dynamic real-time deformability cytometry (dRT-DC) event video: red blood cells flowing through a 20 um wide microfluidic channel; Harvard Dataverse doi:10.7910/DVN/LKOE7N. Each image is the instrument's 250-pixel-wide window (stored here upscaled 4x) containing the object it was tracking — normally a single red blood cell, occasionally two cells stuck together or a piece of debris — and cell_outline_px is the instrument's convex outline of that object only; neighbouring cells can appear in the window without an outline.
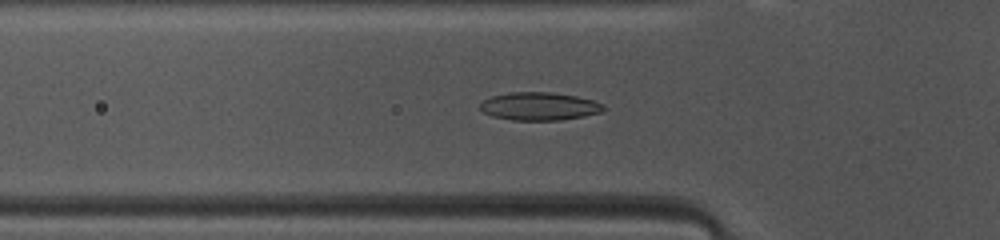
{"species": "common noctule bat (a hibernating species)", "species_latin": "Nyctalus noctula", "temperature_condition": "warm", "stored_images_in_passage": 46, "camera_frame_rate_fps": 3000, "um_per_image_px": 0.085, "animal": {"sex": "female", "body_mass_g": 10.0, "forearm_length_mm": 53.1}, "frame": {"image": 1, "passage_image": 13, "time_ms": 4.0, "image_size_px": [1000, 240], "cell_outline_px": [[604, 108], [600, 112], [584, 116], [560, 120], [512, 120], [492, 116], [484, 112], [480, 108], [480, 104], [484, 100], [492, 96], [508, 92], [552, 92], [576, 96], [592, 100], [604, 104]], "centroid_in_image_um": [45.83, 9.03], "position_along_channel_um": 80.0, "area_um2": 20.06}}
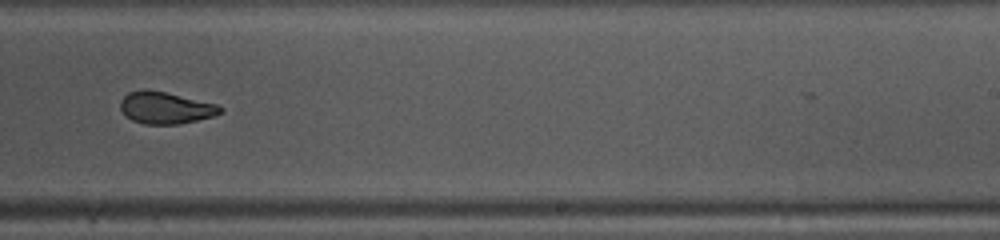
{"frame": {"image": 2, "passage_image": 27, "time_ms": 8.667, "image_size_px": [1000, 240], "cell_outline_px": [[224, 112], [212, 116], [180, 124], [144, 124], [132, 120], [120, 108], [120, 100], [128, 92], [144, 88], [164, 92], [216, 104], [224, 108]], "centroid_in_image_um": [14.06, 9.16], "position_along_channel_um": 274.9, "area_um2": 18.44}}
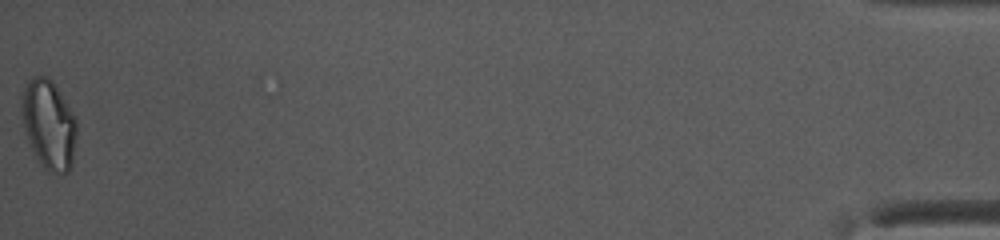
{"frame": {"image": 3, "passage_image": 46, "time_ms": 15.0, "image_size_px": [1000, 240], "cell_outline_px": [[76, 136], [72, 164], [68, 172], [48, 172], [44, 168], [36, 156], [28, 140], [20, 112], [20, 92], [28, 80], [32, 76], [48, 76], [52, 80], [76, 120]], "centroid_in_image_um": [4.1, 10.54], "position_along_channel_um": 431.1, "area_um2": 28.55}, "authors_computed_cell_mechanics": {"area_um2": 19.5364, "velocity_mm_per_s": 4.1598, "shape_relaxation_time_tau1_ms": 10.4295, "shape_relaxation_time_tau2_ms": 1.4058, "deformation_change_tau1": 0.2436, "deformation_change_tau2": 0.0597}}